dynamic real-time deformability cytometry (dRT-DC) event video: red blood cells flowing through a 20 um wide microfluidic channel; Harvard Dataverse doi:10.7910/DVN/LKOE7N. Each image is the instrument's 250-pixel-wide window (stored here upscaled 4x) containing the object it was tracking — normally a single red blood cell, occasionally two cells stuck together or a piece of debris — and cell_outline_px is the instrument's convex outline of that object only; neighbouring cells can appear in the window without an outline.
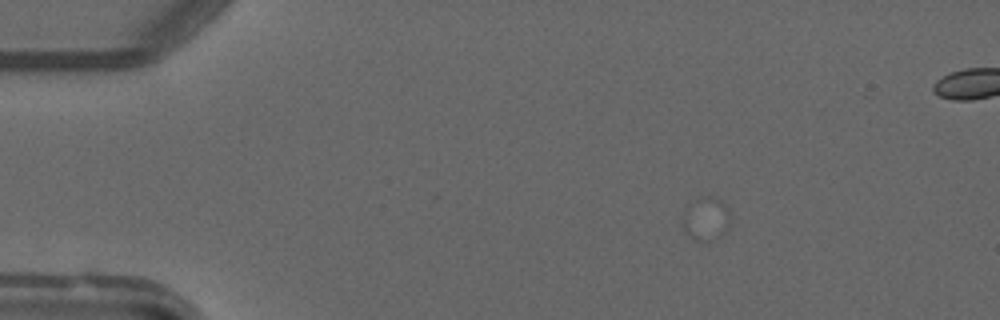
{"species": "common noctule bat (a hibernating species)", "species_latin": "Nyctalus noctula", "temperature_condition": "warm", "stored_images_in_passage": 7, "camera_frame_rate_fps": 3000, "um_per_image_px": 0.085, "animal": {"sex": "male", "forearm_length_mm": 52.5}, "frame": {"image": 1, "passage_image": 3, "time_ms": 0.667, "image_size_px": [1000, 320], "cell_outline_px": [[728, 228], [720, 236], [708, 240], [696, 240], [688, 236], [684, 232], [680, 220], [684, 212], [708, 196], [712, 196], [724, 200], [728, 212]], "centroid_in_image_um": [60.0, 18.64], "position_along_channel_um": 25.0, "area_um2": 11.5}}